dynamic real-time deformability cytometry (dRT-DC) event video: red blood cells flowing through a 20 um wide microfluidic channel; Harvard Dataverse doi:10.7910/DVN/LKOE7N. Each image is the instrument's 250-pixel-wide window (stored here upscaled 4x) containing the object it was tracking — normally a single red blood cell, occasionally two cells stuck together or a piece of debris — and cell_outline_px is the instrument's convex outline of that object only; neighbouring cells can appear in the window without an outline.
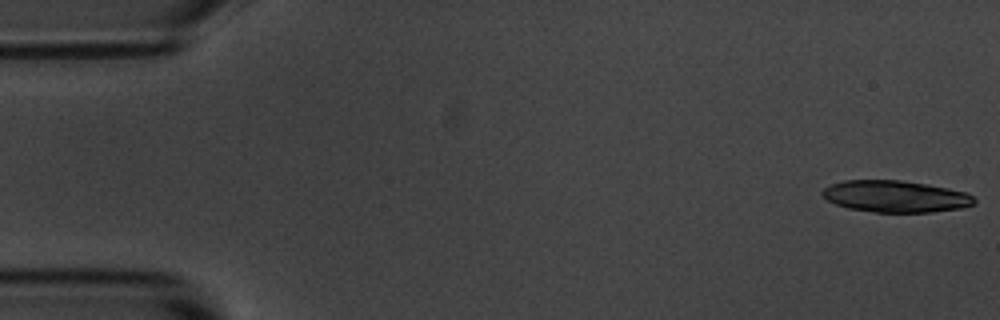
{"species": "common noctule bat (a hibernating species)", "species_latin": "Nyctalus noctula", "temperature_condition": "room temperature", "stored_images_in_passage": 11, "camera_frame_rate_fps": 3000, "um_per_image_px": 0.085, "animal": {"sex": "male", "body_mass_g": 20.1, "forearm_length_mm": 53.5}, "frame": {"image": 1, "passage_image": 1, "time_ms": 0.0, "image_size_px": [1000, 320], "cell_outline_px": [[976, 204], [964, 208], [932, 212], [876, 212], [848, 208], [836, 204], [828, 200], [820, 192], [824, 188], [832, 184], [844, 180], [900, 180], [948, 188], [968, 192], [976, 200]], "centroid_in_image_um": [76.16, 16.7], "position_along_channel_um": 8.8, "area_um2": 28.09}}
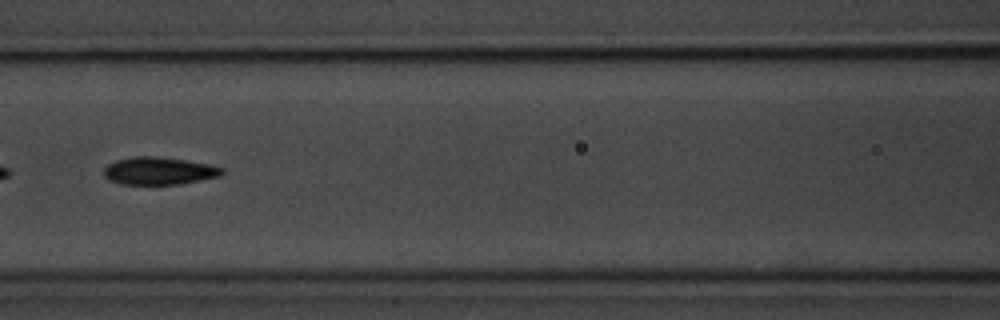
{"frame": {"image": 2, "passage_image": 7, "time_ms": 7.667, "image_size_px": [1000, 320], "cell_outline_px": [[224, 172], [220, 176], [180, 184], [120, 184], [108, 180], [104, 176], [104, 168], [108, 164], [116, 160], [132, 156], [156, 156], [212, 164], [224, 168]], "centroid_in_image_um": [13.51, 14.52], "position_along_channel_um": 153.1, "area_um2": 19.13}}
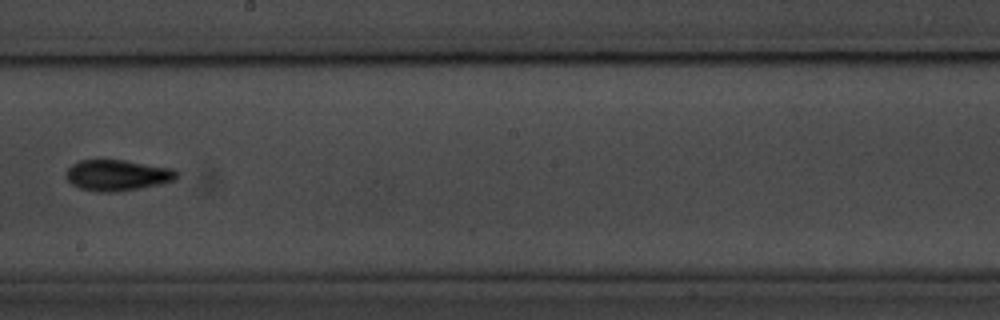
{"frame": {"image": 3, "passage_image": 9, "time_ms": 10.0, "image_size_px": [1000, 320], "cell_outline_px": [[180, 176], [176, 180], [160, 184], [112, 192], [96, 192], [80, 188], [72, 184], [64, 176], [68, 168], [72, 164], [80, 160], [124, 160], [176, 168], [180, 172]], "centroid_in_image_um": [10.02, 14.88], "position_along_channel_um": 238.2, "area_um2": 20.17}}